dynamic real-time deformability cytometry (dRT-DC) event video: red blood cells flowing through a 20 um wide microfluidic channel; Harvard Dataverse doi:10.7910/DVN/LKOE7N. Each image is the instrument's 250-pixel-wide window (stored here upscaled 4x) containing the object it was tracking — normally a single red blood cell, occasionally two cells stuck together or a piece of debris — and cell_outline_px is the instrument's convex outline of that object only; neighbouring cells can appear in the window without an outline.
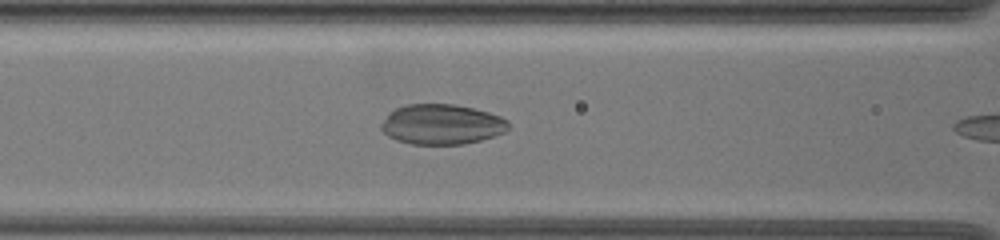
{"species": "common noctule bat (a hibernating species)", "species_latin": "Nyctalus noctula", "temperature_condition": "warm", "stored_images_in_passage": 10, "camera_frame_rate_fps": 3000, "um_per_image_px": 0.085, "animal": {"sex": "female", "body_mass_g": 19.5, "forearm_length_mm": 54.1}, "frame": {"image": 1, "passage_image": 9, "time_ms": 2.667, "image_size_px": [1000, 240], "cell_outline_px": [[512, 124], [504, 132], [480, 140], [464, 144], [412, 144], [396, 140], [388, 136], [380, 128], [380, 124], [388, 112], [396, 108], [408, 104], [452, 104], [472, 108], [488, 112], [500, 116], [508, 120]], "centroid_in_image_um": [37.53, 10.57], "position_along_channel_um": 129.1, "area_um2": 29.82}}